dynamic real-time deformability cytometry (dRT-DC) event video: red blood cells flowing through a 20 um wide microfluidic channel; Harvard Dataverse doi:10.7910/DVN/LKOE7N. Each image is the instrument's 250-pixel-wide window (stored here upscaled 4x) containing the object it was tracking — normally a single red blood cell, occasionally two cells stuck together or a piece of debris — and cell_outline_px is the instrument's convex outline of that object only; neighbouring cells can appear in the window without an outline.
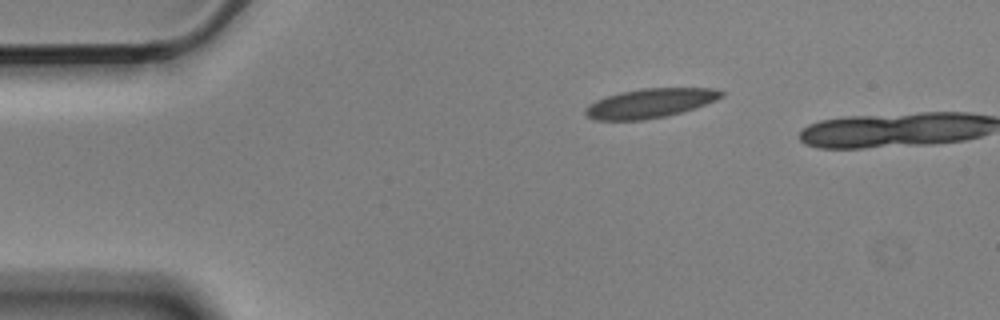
{"species": "Egyptian fruit bat (a non-hibernating species)", "species_latin": "Rousettus aegyptiacus", "temperature_condition": "cold", "stored_images_in_passage": 2, "camera_frame_rate_fps": 3000, "um_per_image_px": 0.085, "animal": {"sex": "male"}, "frame": {"image": 1, "passage_image": 1, "time_ms": 0.0, "image_size_px": [1000, 320], "cell_outline_px": [[724, 96], [716, 100], [696, 108], [668, 116], [644, 120], [596, 120], [588, 116], [584, 112], [584, 108], [588, 104], [596, 100], [620, 92], [644, 88], [716, 88], [724, 92]], "centroid_in_image_um": [55.28, 8.77], "position_along_channel_um": 29.7, "area_um2": 23.35}}